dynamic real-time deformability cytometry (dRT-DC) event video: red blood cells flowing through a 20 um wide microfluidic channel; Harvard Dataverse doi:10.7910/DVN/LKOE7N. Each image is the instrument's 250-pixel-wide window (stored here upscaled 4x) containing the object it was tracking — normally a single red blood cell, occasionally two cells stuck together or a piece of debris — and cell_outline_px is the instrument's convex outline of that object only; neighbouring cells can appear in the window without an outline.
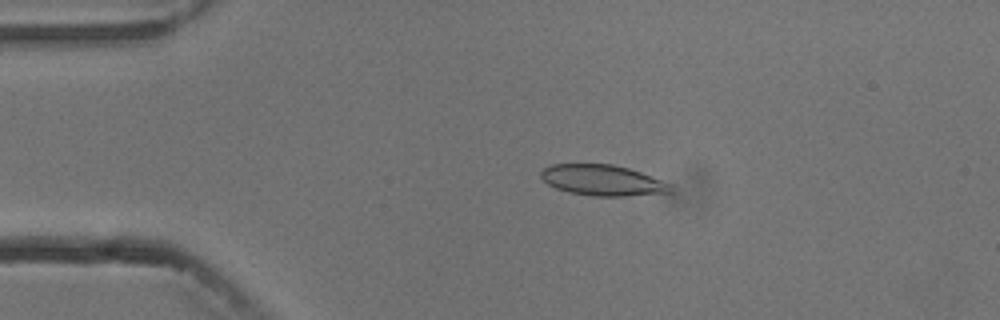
{"species": "common noctule bat (a hibernating species)", "species_latin": "Nyctalus noctula", "temperature_condition": "cold", "stored_images_in_passage": 5, "camera_frame_rate_fps": 3000, "um_per_image_px": 0.085, "animal": {"sex": "male", "body_mass_g": 13.3}, "frame": {"image": 1, "passage_image": 4, "time_ms": 3.333, "image_size_px": [1000, 320], "cell_outline_px": [[672, 192], [624, 196], [592, 196], [568, 192], [556, 188], [548, 184], [540, 176], [540, 172], [544, 168], [552, 164], [612, 164], [628, 168], [640, 172], [672, 184]], "centroid_in_image_um": [51.21, 15.32], "position_along_channel_um": 33.8, "area_um2": 23.18}}